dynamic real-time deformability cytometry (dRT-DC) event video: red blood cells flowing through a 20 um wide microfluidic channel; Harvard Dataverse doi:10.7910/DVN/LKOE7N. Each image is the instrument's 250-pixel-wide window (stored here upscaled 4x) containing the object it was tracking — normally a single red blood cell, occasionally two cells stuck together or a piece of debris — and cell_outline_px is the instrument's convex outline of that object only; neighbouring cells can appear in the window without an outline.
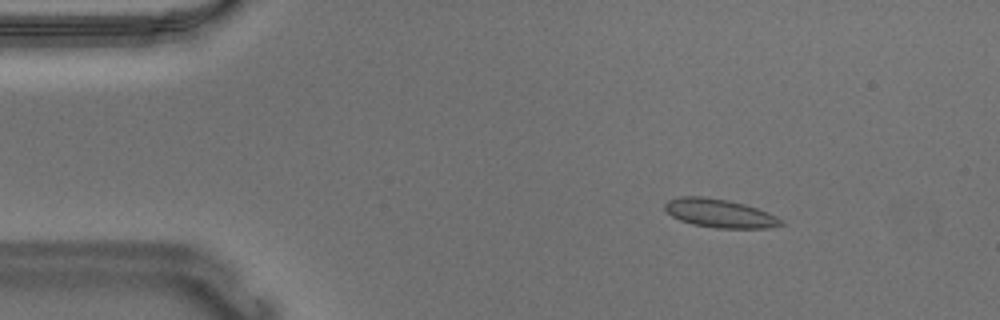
{"species": "Egyptian fruit bat (a non-hibernating species)", "species_latin": "Rousettus aegyptiacus", "temperature_condition": "warm", "stored_images_in_passage": 55, "camera_frame_rate_fps": 3000, "um_per_image_px": 0.085, "animal": {"sex": "male"}, "frame": {"image": 1, "passage_image": 8, "time_ms": 2.333, "image_size_px": [1000, 320], "cell_outline_px": [[784, 224], [768, 228], [716, 228], [692, 224], [680, 220], [672, 216], [664, 208], [664, 204], [668, 200], [680, 196], [700, 196], [728, 200], [744, 204], [768, 212], [776, 216]], "centroid_in_image_um": [61.14, 18.13], "position_along_channel_um": 23.9, "area_um2": 19.19}}
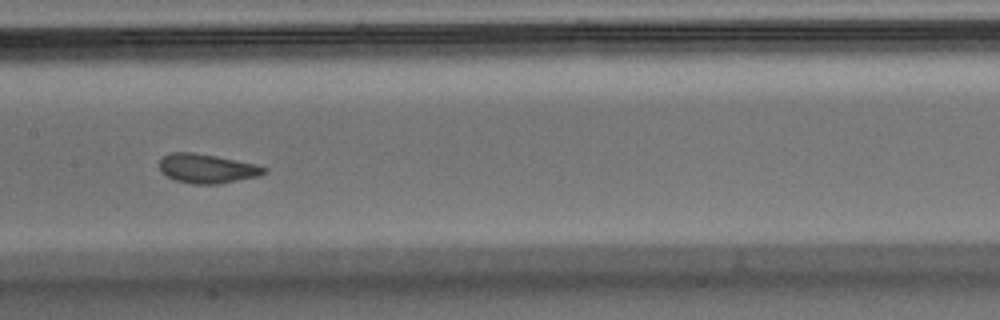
{"frame": {"image": 2, "passage_image": 27, "time_ms": 8.667, "image_size_px": [1000, 320], "cell_outline_px": [[268, 172], [260, 176], [220, 184], [192, 184], [176, 180], [160, 172], [160, 160], [164, 156], [172, 152], [192, 152], [216, 156], [256, 164], [268, 168]], "centroid_in_image_um": [17.64, 14.33], "position_along_channel_um": 189.8, "area_um2": 17.92}}
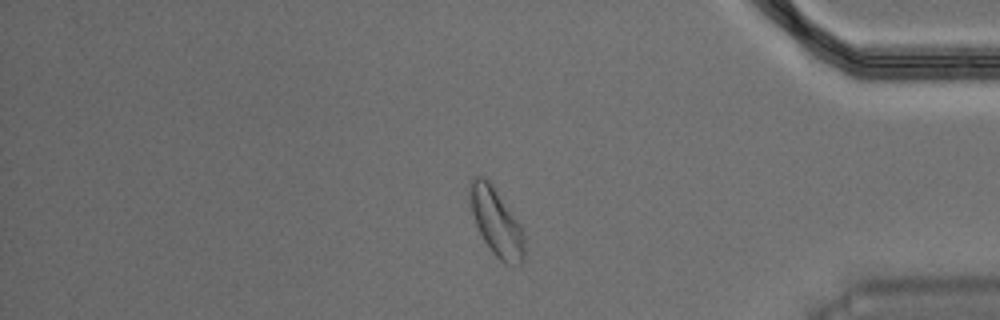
{"frame": {"image": 3, "passage_image": 46, "time_ms": 15.0, "image_size_px": [1000, 320], "cell_outline_px": [[524, 260], [520, 264], [504, 264], [492, 252], [484, 240], [476, 224], [468, 204], [468, 184], [476, 176], [484, 176], [488, 180], [520, 224], [524, 236]], "centroid_in_image_um": [42.15, 18.87], "position_along_channel_um": 393.0, "area_um2": 21.39}, "authors_computed_cell_mechanics": {"area_um2": 18.9006, "velocity_mm_per_s": 3.6554, "shape_relaxation_time_tau1_ms": 6.1673, "shape_relaxation_time_tau2_ms": null, "deformation_change_tau1": 0.1113, "deformation_change_tau2": null}}